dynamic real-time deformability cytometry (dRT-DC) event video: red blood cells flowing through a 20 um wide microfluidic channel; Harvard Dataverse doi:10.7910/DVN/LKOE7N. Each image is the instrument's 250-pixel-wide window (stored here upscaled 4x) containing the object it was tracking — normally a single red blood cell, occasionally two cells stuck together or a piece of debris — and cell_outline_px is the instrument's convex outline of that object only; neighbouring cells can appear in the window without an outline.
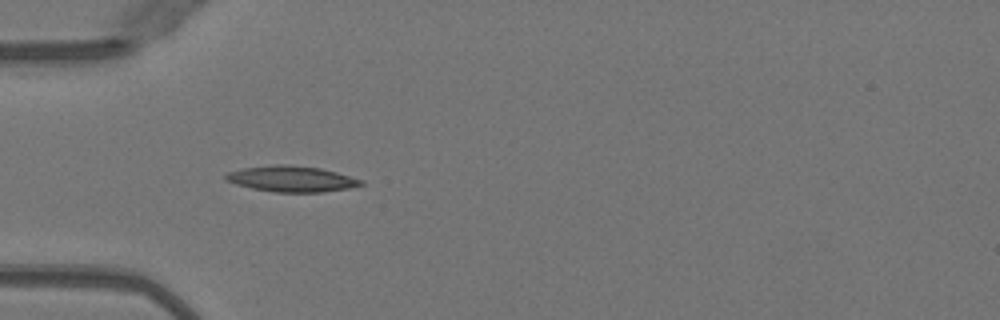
{"species": "Egyptian fruit bat (a non-hibernating species)", "species_latin": "Rousettus aegyptiacus", "temperature_condition": "warm", "stored_images_in_passage": 39, "camera_frame_rate_fps": 3000, "um_per_image_px": 0.085, "animal": {"sex": "female"}, "frame": {"image": 1, "passage_image": 4, "time_ms": 1.0, "image_size_px": [1000, 320], "cell_outline_px": [[364, 184], [348, 188], [320, 192], [276, 192], [252, 188], [236, 184], [224, 180], [224, 176], [228, 172], [244, 168], [276, 164], [284, 164], [320, 168], [336, 172], [364, 180]], "centroid_in_image_um": [24.77, 15.2], "position_along_channel_um": 60.2, "area_um2": 20.23}}
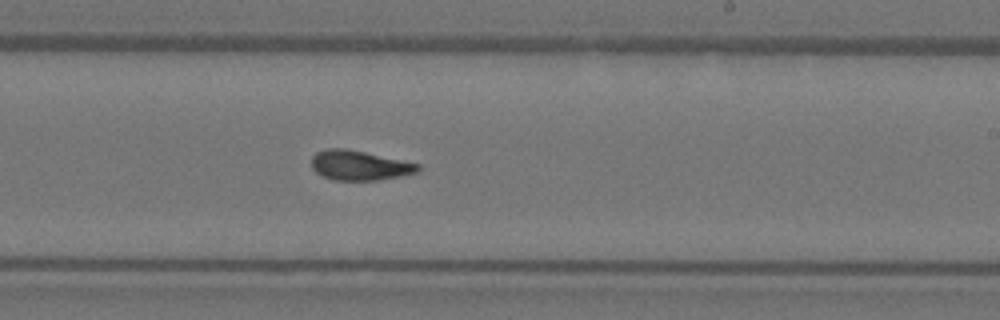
{"frame": {"image": 2, "passage_image": 19, "time_ms": 6.0, "image_size_px": [1000, 320], "cell_outline_px": [[420, 168], [416, 172], [400, 176], [380, 180], [332, 180], [316, 172], [312, 168], [312, 156], [316, 152], [328, 148], [344, 148], [364, 152], [420, 164]], "centroid_in_image_um": [30.53, 14.06], "position_along_channel_um": 258.5, "area_um2": 18.26}}
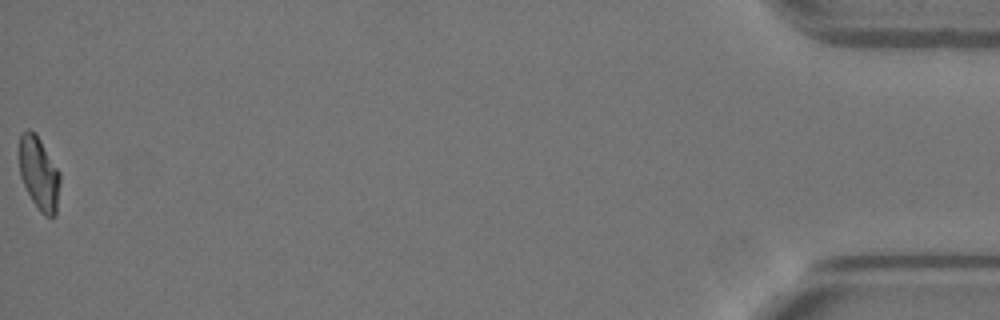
{"frame": {"image": 3, "passage_image": 39, "time_ms": 12.667, "image_size_px": [1000, 320], "cell_outline_px": [[60, 180], [56, 216], [44, 216], [40, 212], [32, 200], [20, 176], [20, 136], [28, 128], [36, 132], [60, 172]], "centroid_in_image_um": [3.33, 14.74], "position_along_channel_um": 431.9, "area_um2": 17.34}, "authors_computed_cell_mechanics": {"area_um2": 18.207, "velocity_mm_per_s": 4.0276, "shape_relaxation_time_tau1_ms": 5.444, "shape_relaxation_time_tau2_ms": 2.6639, "deformation_change_tau1": 0.1999, "deformation_change_tau2": 0.0754}}